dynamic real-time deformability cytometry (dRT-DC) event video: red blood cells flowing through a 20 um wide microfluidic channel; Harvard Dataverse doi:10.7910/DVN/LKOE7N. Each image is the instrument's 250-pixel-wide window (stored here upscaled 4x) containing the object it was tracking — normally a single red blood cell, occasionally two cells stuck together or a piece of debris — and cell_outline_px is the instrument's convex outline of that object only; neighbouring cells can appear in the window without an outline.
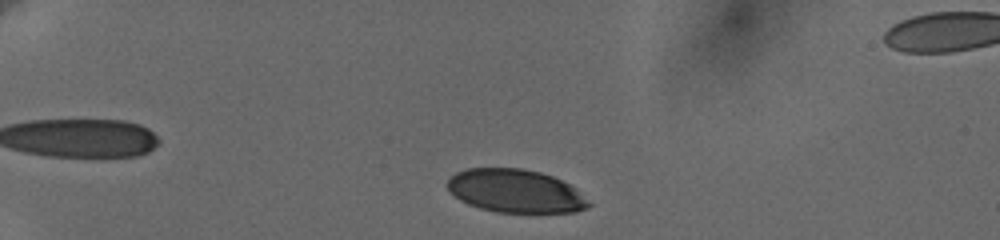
{"species": "human", "species_latin": "Homo sapiens", "temperature_condition": "cold", "stored_images_in_passage": 22, "camera_frame_rate_fps": 3000, "um_per_image_px": 0.085, "donor": {"sex": "female"}, "frame": {"image": 1, "passage_image": 1, "time_ms": 0.0, "image_size_px": [1000, 240], "cell_outline_px": [[592, 204], [588, 208], [576, 212], [496, 212], [480, 208], [468, 204], [460, 200], [444, 184], [456, 172], [468, 168], [520, 168], [540, 172], [552, 176], [576, 188]], "centroid_in_image_um": [43.82, 16.24], "position_along_channel_um": 41.2, "area_um2": 35.55}}
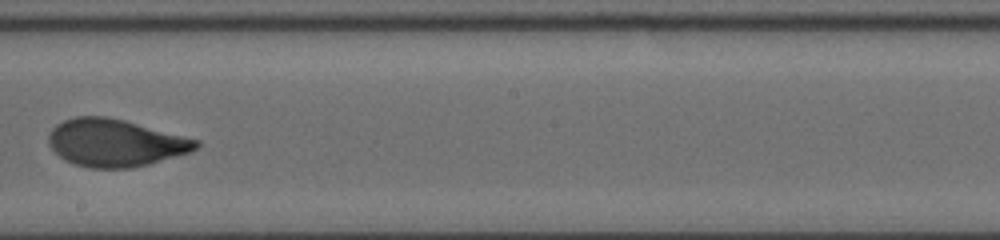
{"frame": {"image": 2, "passage_image": 13, "time_ms": 7.333, "image_size_px": [1000, 240], "cell_outline_px": [[200, 144], [192, 152], [148, 164], [132, 168], [88, 168], [72, 164], [64, 160], [48, 144], [48, 136], [52, 128], [56, 124], [64, 120], [76, 116], [108, 116], [124, 120], [200, 140]], "centroid_in_image_um": [9.79, 12.14], "position_along_channel_um": 238.4, "area_um2": 40.92}}
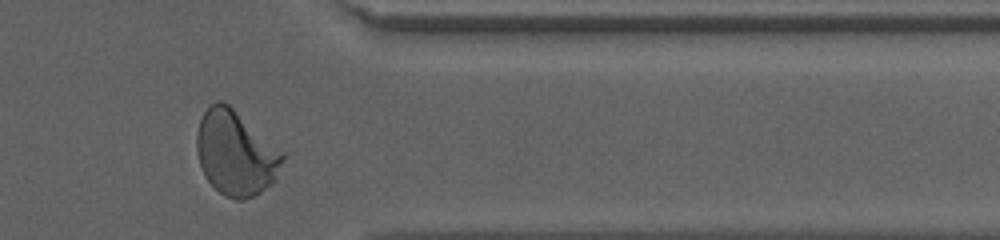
{"frame": {"image": 3, "passage_image": 21, "time_ms": 11.667, "image_size_px": [1000, 240], "cell_outline_px": [[284, 160], [276, 180], [272, 184], [260, 192], [244, 200], [236, 200], [224, 196], [204, 176], [196, 152], [196, 132], [200, 120], [204, 112], [216, 100], [224, 100], [284, 152]], "centroid_in_image_um": [20.03, 13.01], "position_along_channel_um": 391.4, "area_um2": 42.54}, "authors_computed_cell_mechanics": {"area_um2": 40.46, "velocity_mm_per_s": 3.6406, "shape_relaxation_time_tau1_ms": 3.3482, "shape_relaxation_time_tau2_ms": null, "deformation_change_tau1": 0.1855, "deformation_change_tau2": null}}